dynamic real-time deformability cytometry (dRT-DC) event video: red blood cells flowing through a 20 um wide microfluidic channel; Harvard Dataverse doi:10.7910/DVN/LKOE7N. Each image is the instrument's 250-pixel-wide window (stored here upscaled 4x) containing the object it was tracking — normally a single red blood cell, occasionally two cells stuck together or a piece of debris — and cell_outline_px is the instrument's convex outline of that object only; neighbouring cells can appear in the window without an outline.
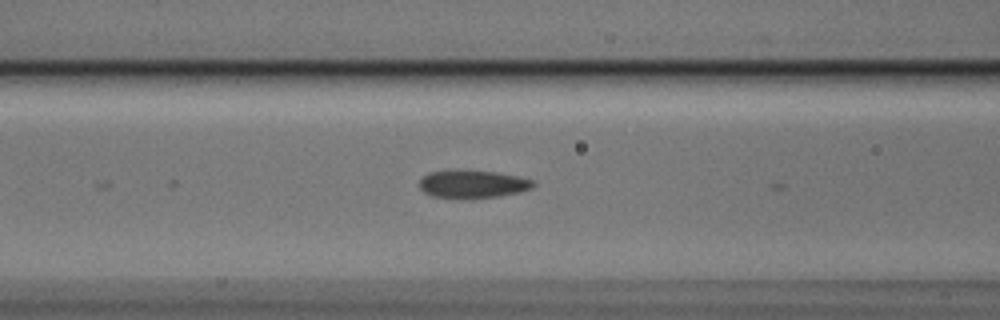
{"species": "Egyptian fruit bat (a non-hibernating species)", "species_latin": "Rousettus aegyptiacus", "temperature_condition": "cold", "stored_images_in_passage": 7, "camera_frame_rate_fps": 3000, "um_per_image_px": 0.085, "animal": {"sex": "male"}, "frame": {"image": 1, "passage_image": 7, "time_ms": 2.0, "image_size_px": [1000, 320], "cell_outline_px": [[536, 184], [532, 188], [520, 192], [496, 196], [464, 200], [432, 196], [424, 192], [420, 188], [420, 180], [428, 172], [496, 172], [516, 176], [532, 180]], "centroid_in_image_um": [40.18, 15.7], "position_along_channel_um": 126.4, "area_um2": 18.09}}